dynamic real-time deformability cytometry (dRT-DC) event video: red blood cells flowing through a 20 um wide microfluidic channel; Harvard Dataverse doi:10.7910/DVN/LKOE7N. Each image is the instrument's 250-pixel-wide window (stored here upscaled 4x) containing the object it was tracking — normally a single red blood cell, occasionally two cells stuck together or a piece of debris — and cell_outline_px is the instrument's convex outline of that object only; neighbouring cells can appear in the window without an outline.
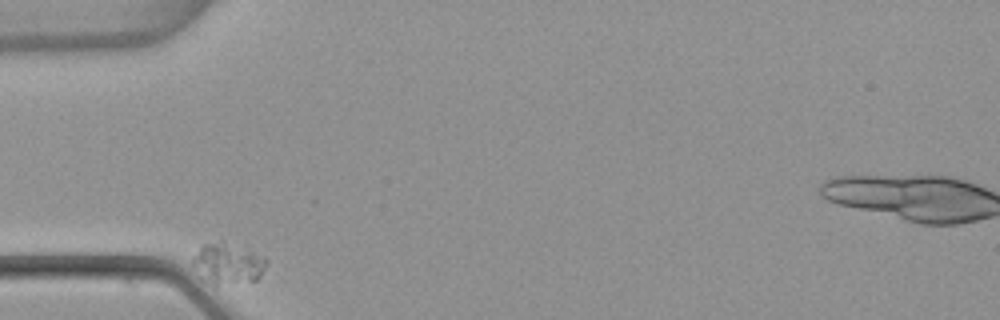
{"species": "common noctule bat (a hibernating species)", "species_latin": "Nyctalus noctula", "temperature_condition": "warm", "stored_images_in_passage": 2, "camera_frame_rate_fps": 3000, "um_per_image_px": 0.085, "animal": {"sex": "female", "body_mass_g": 22.7, "forearm_length_mm": 54.2}, "frame": {"image": 1, "passage_image": 1, "time_ms": 0.0, "image_size_px": [1000, 320], "cell_outline_px": [[268, 264], [260, 276], [256, 280], [216, 284], [192, 264], [192, 260], [200, 248], [204, 244], [216, 244], [252, 252], [264, 256], [268, 260]], "centroid_in_image_um": [19.46, 22.43], "position_along_channel_um": 65.5, "area_um2": 15.72}}
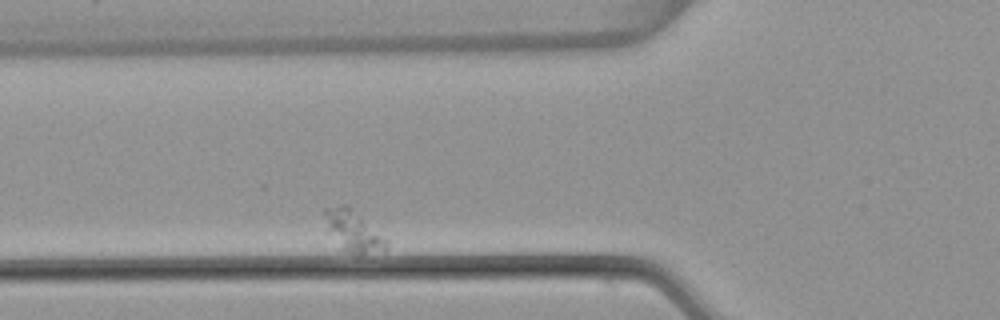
{"frame": {"image": 2, "passage_image": 2, "time_ms": 0.333, "image_size_px": [1000, 320], "cell_outline_px": [[388, 248], [384, 252], [348, 252], [340, 248], [328, 232], [324, 212], [324, 208], [340, 204], [348, 204], [388, 240]], "centroid_in_image_um": [30.02, 19.6], "position_along_channel_um": 95.8, "area_um2": 14.68}}